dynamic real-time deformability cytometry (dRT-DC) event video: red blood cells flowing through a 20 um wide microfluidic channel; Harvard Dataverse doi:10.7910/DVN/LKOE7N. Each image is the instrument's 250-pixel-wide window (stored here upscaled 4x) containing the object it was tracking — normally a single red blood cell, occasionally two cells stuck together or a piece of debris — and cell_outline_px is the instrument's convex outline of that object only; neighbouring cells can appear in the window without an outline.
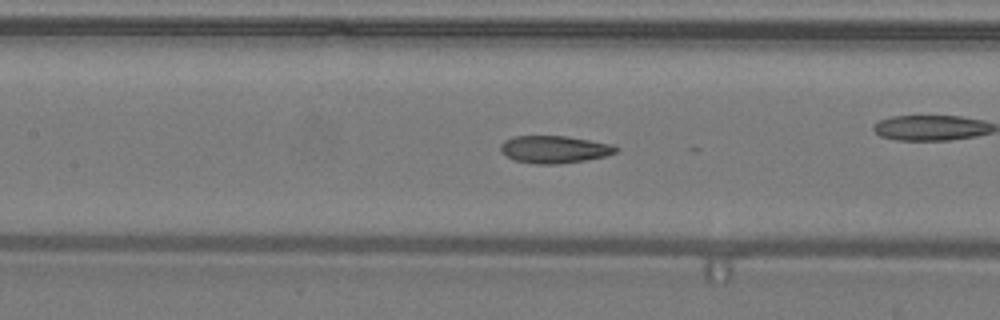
{"species": "common noctule bat (a hibernating species)", "species_latin": "Nyctalus noctula", "temperature_condition": "warm", "stored_images_in_passage": 39, "camera_frame_rate_fps": 3000, "um_per_image_px": 0.085, "animal": {"sex": "male", "body_mass_g": 19.2, "forearm_length_mm": 51.8}, "frame": {"image": 1, "passage_image": 12, "time_ms": 3.667, "image_size_px": [1000, 320], "cell_outline_px": [[616, 152], [608, 156], [584, 160], [556, 164], [536, 164], [516, 160], [500, 152], [500, 144], [504, 140], [516, 136], [564, 136], [612, 144], [616, 148]], "centroid_in_image_um": [47.09, 12.69], "position_along_channel_um": 160.3, "area_um2": 18.21}, "authors_computed_cell_mechanics": {"area_um2": 18.9006, "velocity_mm_per_s": 4.2662, "shape_relaxation_time_tau1_ms": 10.3601, "shape_relaxation_time_tau2_ms": 1.6784, "deformation_change_tau1": 0.2818, "deformation_change_tau2": 0.0976}}